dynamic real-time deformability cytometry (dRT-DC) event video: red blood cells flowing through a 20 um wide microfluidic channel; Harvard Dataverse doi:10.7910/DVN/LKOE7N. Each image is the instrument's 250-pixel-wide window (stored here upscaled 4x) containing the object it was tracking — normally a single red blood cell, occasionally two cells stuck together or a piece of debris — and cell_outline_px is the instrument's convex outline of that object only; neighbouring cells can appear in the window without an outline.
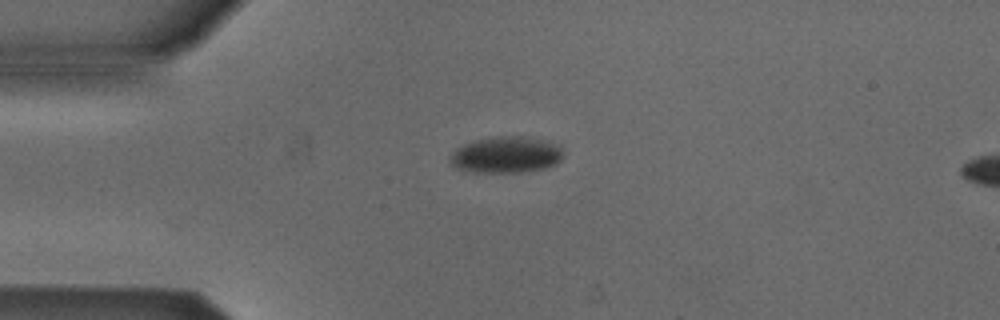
{"species": "Egyptian fruit bat (a non-hibernating species)", "species_latin": "Rousettus aegyptiacus", "temperature_condition": "cold", "stored_images_in_passage": 39, "camera_frame_rate_fps": 3000, "um_per_image_px": 0.085, "animal": {"sex": "male"}, "frame": {"image": 1, "passage_image": 1, "time_ms": 0.0, "image_size_px": [1000, 320], "cell_outline_px": [[564, 156], [556, 164], [544, 168], [520, 172], [472, 172], [456, 168], [448, 160], [448, 156], [456, 148], [464, 144], [476, 140], [496, 136], [500, 136], [540, 140], [560, 144], [564, 152]], "centroid_in_image_um": [43.0, 13.18], "position_along_channel_um": 42.0, "area_um2": 23.81}}
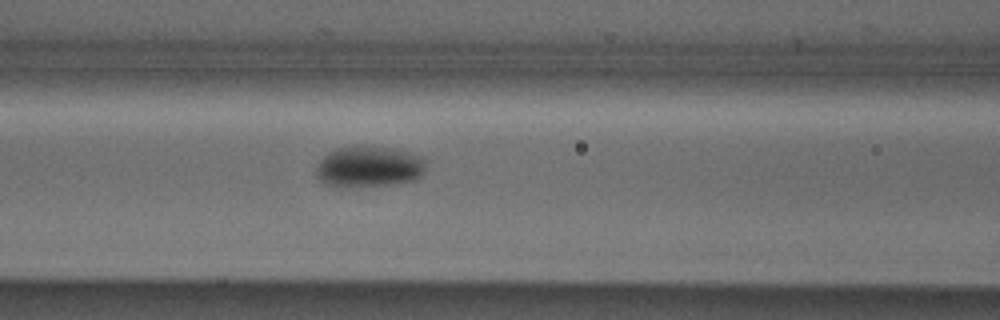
{"frame": {"image": 2, "passage_image": 10, "time_ms": 3.0, "image_size_px": [1000, 320], "cell_outline_px": [[424, 172], [416, 180], [396, 184], [340, 188], [324, 184], [316, 176], [316, 168], [324, 156], [340, 148], [356, 144], [392, 148], [424, 156]], "centroid_in_image_um": [31.37, 14.18], "position_along_channel_um": 135.2, "area_um2": 26.7}}
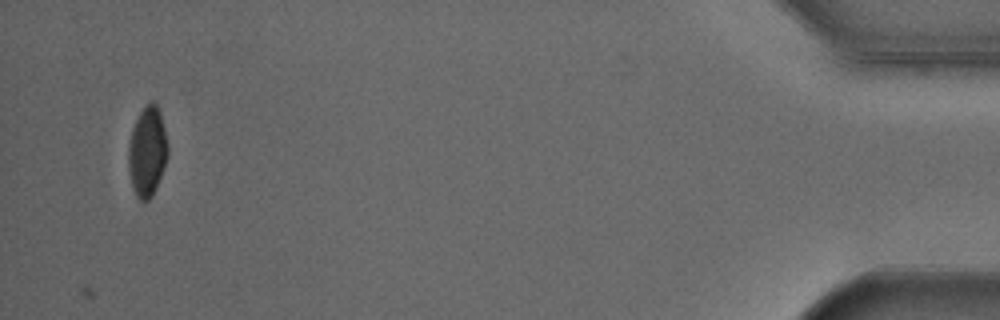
{"frame": {"image": 3, "passage_image": 39, "time_ms": 12.667, "image_size_px": [1000, 320], "cell_outline_px": [[168, 156], [164, 168], [156, 188], [152, 196], [148, 200], [140, 200], [136, 196], [132, 184], [128, 168], [128, 148], [132, 128], [144, 104], [152, 100], [156, 104], [160, 112], [168, 144]], "centroid_in_image_um": [12.52, 12.86], "position_along_channel_um": 422.7, "area_um2": 20.69}, "authors_computed_cell_mechanics": {"area_um2": 23.8136, "velocity_mm_per_s": 3.8698, "shape_relaxation_time_tau1_ms": 9.4777, "shape_relaxation_time_tau2_ms": null, "deformation_change_tau1": 0.1647, "deformation_change_tau2": null}}